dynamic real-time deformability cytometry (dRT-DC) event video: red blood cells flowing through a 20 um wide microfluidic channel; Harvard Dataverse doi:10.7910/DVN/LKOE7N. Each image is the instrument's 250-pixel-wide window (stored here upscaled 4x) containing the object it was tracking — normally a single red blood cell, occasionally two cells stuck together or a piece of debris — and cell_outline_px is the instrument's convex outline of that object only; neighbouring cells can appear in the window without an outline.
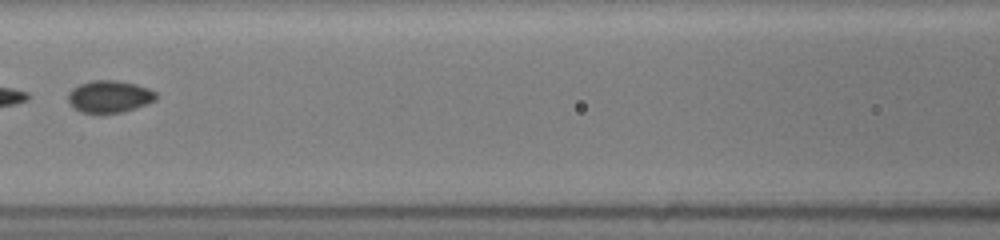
{"species": "common noctule bat (a hibernating species)", "species_latin": "Nyctalus noctula", "temperature_condition": "room temperature", "stored_images_in_passage": 27, "segment_of_instrument_passage": [2, 2], "camera_frame_rate_fps": 3000, "um_per_image_px": 0.085, "animal": {"sex": "female", "body_mass_g": 19.5, "forearm_length_mm": 54.1}, "frame": {"image": 1, "passage_image": 15, "time_ms": 7.667, "image_size_px": [1000, 240], "cell_outline_px": [[156, 100], [148, 104], [124, 112], [80, 112], [68, 100], [68, 92], [72, 88], [80, 84], [92, 80], [116, 80], [136, 84], [148, 88], [156, 92]], "centroid_in_image_um": [9.33, 8.19], "position_along_channel_um": 157.3, "area_um2": 16.36}}
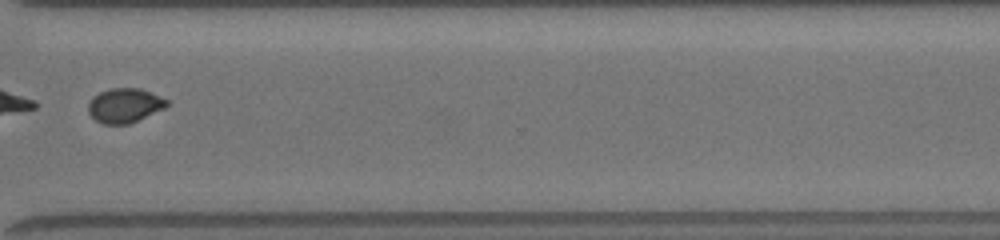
{"frame": {"image": 2, "passage_image": 22, "time_ms": 12.667, "image_size_px": [1000, 240], "cell_outline_px": [[168, 104], [164, 108], [128, 124], [104, 124], [96, 120], [88, 112], [88, 100], [92, 96], [100, 92], [112, 88], [140, 88], [168, 100]], "centroid_in_image_um": [10.55, 8.95], "position_along_channel_um": 360.0, "area_um2": 15.61}}